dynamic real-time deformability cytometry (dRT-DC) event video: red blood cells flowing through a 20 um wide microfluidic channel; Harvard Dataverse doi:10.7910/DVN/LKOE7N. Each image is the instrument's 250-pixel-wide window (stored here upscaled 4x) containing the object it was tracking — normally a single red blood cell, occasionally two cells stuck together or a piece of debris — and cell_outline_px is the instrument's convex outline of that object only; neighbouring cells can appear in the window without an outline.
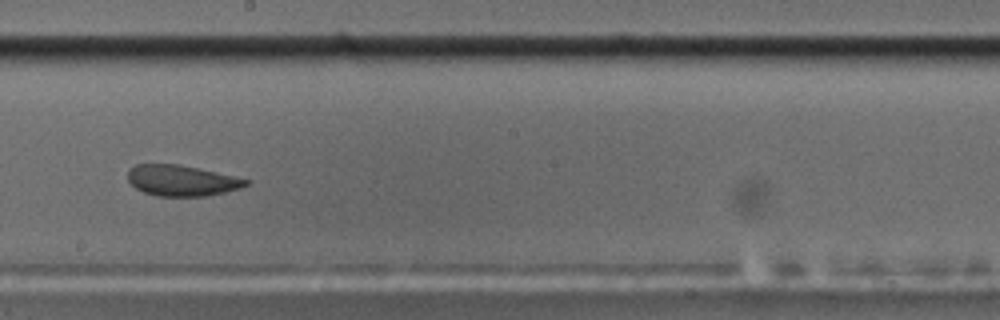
{"species": "common noctule bat (a hibernating species)", "species_latin": "Nyctalus noctula", "temperature_condition": "cold", "stored_images_in_passage": 29, "camera_frame_rate_fps": 3000, "um_per_image_px": 0.085, "animal": {"sex": "male", "body_mass_g": 17.5, "forearm_length_mm": 52.3}, "frame": {"image": 1, "passage_image": 20, "time_ms": 6.333, "image_size_px": [1000, 320], "cell_outline_px": [[248, 184], [240, 188], [208, 196], [156, 196], [144, 192], [136, 188], [128, 180], [128, 168], [136, 164], [176, 164], [196, 168], [232, 176], [248, 180]], "centroid_in_image_um": [15.38, 15.35], "position_along_channel_um": 232.8, "area_um2": 20.92}}